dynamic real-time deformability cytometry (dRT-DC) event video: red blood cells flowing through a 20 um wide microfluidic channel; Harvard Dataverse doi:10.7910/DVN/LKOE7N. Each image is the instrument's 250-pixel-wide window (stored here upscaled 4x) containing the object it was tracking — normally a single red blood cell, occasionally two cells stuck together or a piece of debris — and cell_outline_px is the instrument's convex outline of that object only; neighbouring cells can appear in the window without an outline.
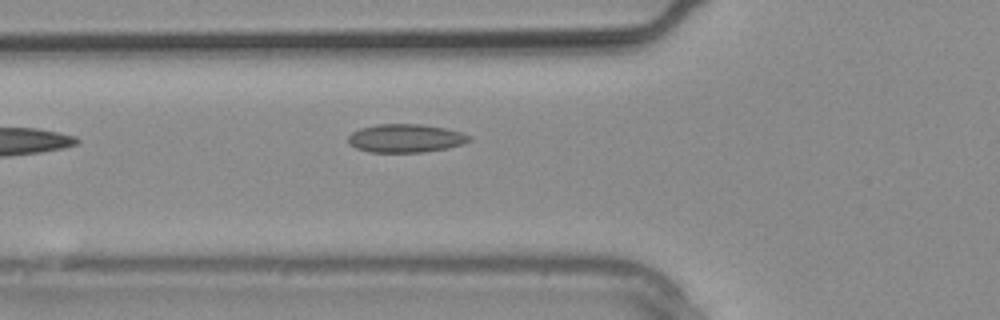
{"species": "common noctule bat (a hibernating species)", "species_latin": "Nyctalus noctula", "temperature_condition": "warm", "stored_images_in_passage": 3, "camera_frame_rate_fps": 3000, "um_per_image_px": 0.085, "animal": {"sex": "male", "body_mass_g": 20.4}, "frame": {"image": 1, "passage_image": 3, "time_ms": 0.667, "image_size_px": [1000, 320], "cell_outline_px": [[472, 140], [464, 144], [448, 148], [424, 152], [368, 152], [356, 148], [348, 144], [348, 136], [352, 132], [360, 128], [376, 124], [420, 124], [444, 128], [460, 132], [472, 136]], "centroid_in_image_um": [34.48, 11.75], "position_along_channel_um": 91.3, "area_um2": 20.17}}